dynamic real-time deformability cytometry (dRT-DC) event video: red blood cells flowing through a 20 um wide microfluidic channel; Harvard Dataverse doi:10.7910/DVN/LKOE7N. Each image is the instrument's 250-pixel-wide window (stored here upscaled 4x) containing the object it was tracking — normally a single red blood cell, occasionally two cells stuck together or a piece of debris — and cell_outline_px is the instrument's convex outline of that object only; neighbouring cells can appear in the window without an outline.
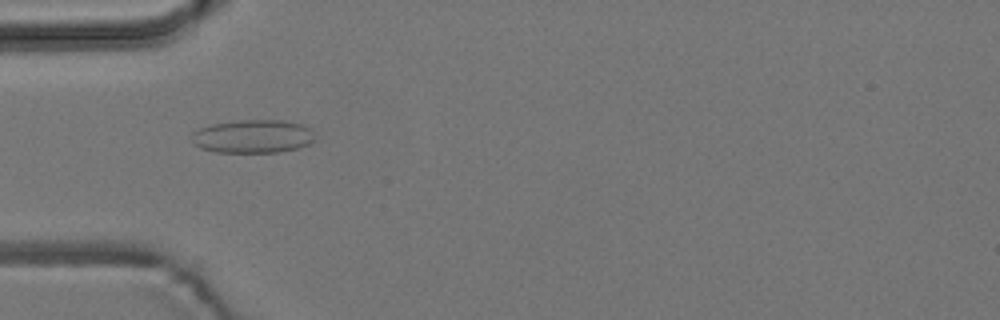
{"species": "common noctule bat (a hibernating species)", "species_latin": "Nyctalus noctula", "temperature_condition": "room temperature", "stored_images_in_passage": 7, "camera_frame_rate_fps": 3000, "um_per_image_px": 0.085, "animal": {"sex": "male", "body_mass_g": 19.2, "forearm_length_mm": 51.8}, "frame": {"image": 1, "passage_image": 5, "time_ms": 4.667, "image_size_px": [1000, 320], "cell_outline_px": [[312, 140], [308, 144], [296, 148], [280, 152], [216, 152], [200, 148], [192, 140], [192, 132], [200, 128], [212, 124], [236, 120], [284, 120], [300, 124], [308, 128]], "centroid_in_image_um": [21.42, 11.59], "position_along_channel_um": 63.6, "area_um2": 23.58}}
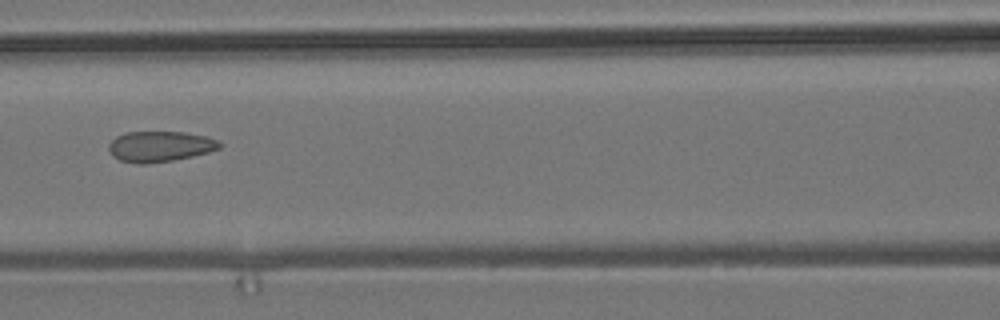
{"frame": {"image": 2, "passage_image": 7, "time_ms": 7.0, "image_size_px": [1000, 320], "cell_outline_px": [[224, 144], [220, 148], [208, 152], [192, 156], [172, 160], [144, 164], [140, 164], [120, 160], [112, 156], [108, 148], [108, 144], [116, 136], [124, 132], [184, 132], [208, 136]], "centroid_in_image_um": [13.59, 12.44], "position_along_channel_um": 153.0, "area_um2": 19.83}}